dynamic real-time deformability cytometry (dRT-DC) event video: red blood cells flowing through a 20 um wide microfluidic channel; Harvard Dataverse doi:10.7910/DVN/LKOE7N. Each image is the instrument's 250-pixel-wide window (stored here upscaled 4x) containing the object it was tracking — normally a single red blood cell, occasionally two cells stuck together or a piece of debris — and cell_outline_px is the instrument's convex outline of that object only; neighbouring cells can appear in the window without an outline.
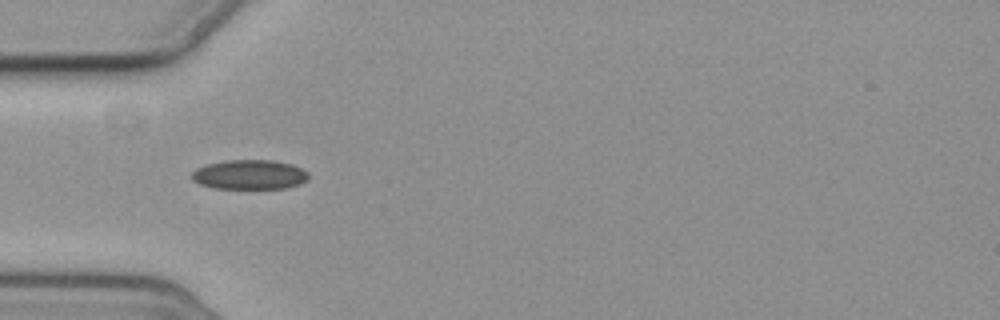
{"species": "common noctule bat (a hibernating species)", "species_latin": "Nyctalus noctula", "temperature_condition": "cold", "stored_images_in_passage": 1, "camera_frame_rate_fps": 3000, "um_per_image_px": 0.085, "animal": {"sex": "female", "body_mass_g": 19.3, "forearm_length_mm": 54.1}, "frame": {"image": 1, "passage_image": 1, "time_ms": 0.0, "image_size_px": [1000, 320], "cell_outline_px": [[308, 180], [300, 184], [284, 188], [216, 188], [200, 184], [192, 180], [192, 172], [196, 168], [208, 164], [224, 160], [272, 160], [292, 164], [308, 172]], "centroid_in_image_um": [21.22, 14.83], "position_along_channel_um": 63.8, "area_um2": 20.06}}